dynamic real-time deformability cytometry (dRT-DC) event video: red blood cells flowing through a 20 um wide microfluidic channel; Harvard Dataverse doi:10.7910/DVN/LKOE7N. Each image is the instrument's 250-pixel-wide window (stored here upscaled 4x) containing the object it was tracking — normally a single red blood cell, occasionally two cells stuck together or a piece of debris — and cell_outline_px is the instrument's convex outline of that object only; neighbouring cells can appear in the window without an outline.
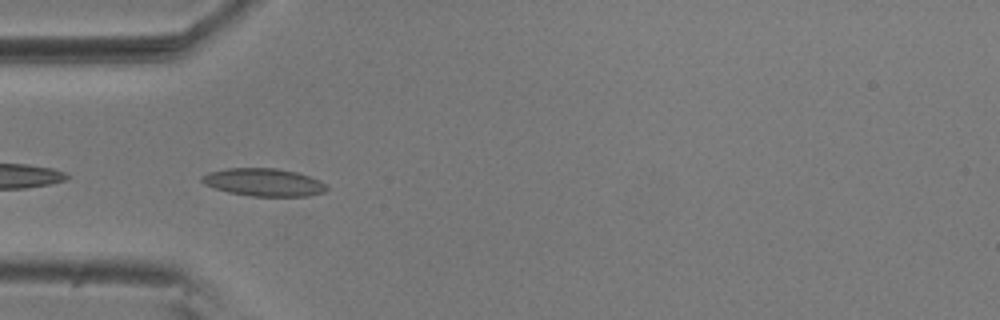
{"species": "common noctule bat (a hibernating species)", "species_latin": "Nyctalus noctula", "temperature_condition": "room temperature", "stored_images_in_passage": 40, "camera_frame_rate_fps": 3000, "um_per_image_px": 0.085, "animal": {"sex": "male", "body_mass_g": 20.5, "forearm_length_mm": 52.5}, "frame": {"image": 1, "passage_image": 2, "time_ms": 0.333, "image_size_px": [1000, 320], "cell_outline_px": [[328, 188], [324, 192], [308, 196], [252, 196], [228, 192], [204, 184], [200, 180], [200, 176], [208, 172], [228, 168], [276, 168], [296, 172], [320, 180], [328, 184]], "centroid_in_image_um": [22.42, 15.49], "position_along_channel_um": 62.6, "area_um2": 20.23}}
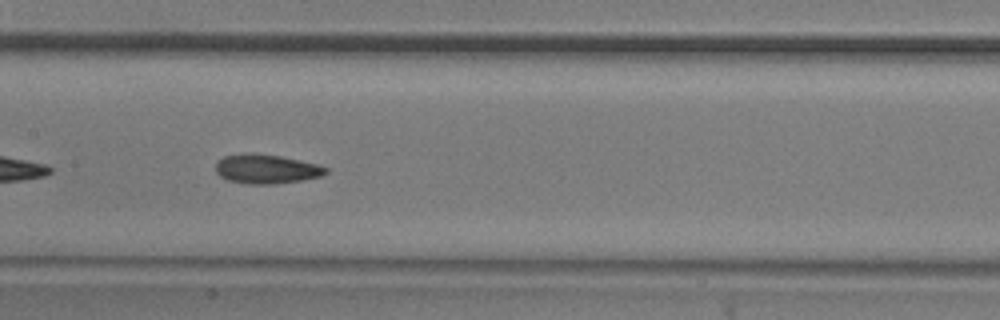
{"frame": {"image": 2, "passage_image": 12, "time_ms": 3.667, "image_size_px": [1000, 320], "cell_outline_px": [[328, 172], [320, 176], [300, 180], [276, 184], [248, 184], [228, 180], [220, 176], [216, 172], [216, 160], [224, 156], [244, 152], [252, 152], [280, 156], [320, 164], [328, 168]], "centroid_in_image_um": [22.62, 14.34], "position_along_channel_um": 184.8, "area_um2": 19.02}}
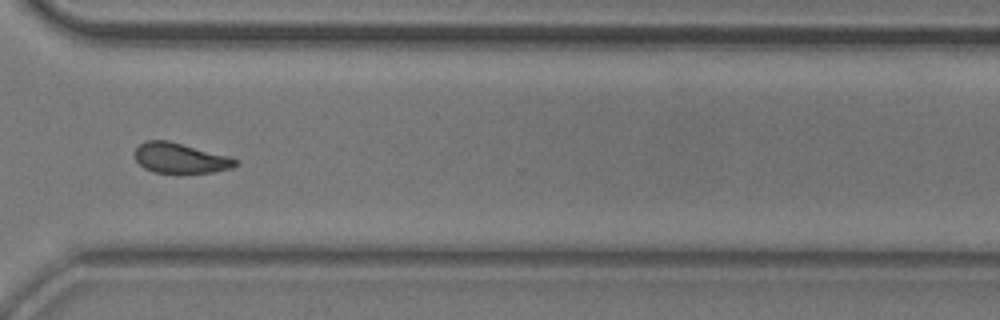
{"frame": {"image": 3, "passage_image": 26, "time_ms": 8.333, "image_size_px": [1000, 320], "cell_outline_px": [[236, 164], [232, 168], [212, 172], [152, 172], [144, 168], [136, 160], [136, 148], [144, 140], [168, 140], [228, 156], [236, 160]], "centroid_in_image_um": [15.29, 13.43], "position_along_channel_um": 355.3, "area_um2": 17.34}, "authors_computed_cell_mechanics": {"area_um2": 18.1492, "velocity_mm_per_s": 3.6635, "shape_relaxation_time_tau1_ms": 6.8206, "shape_relaxation_time_tau2_ms": 3.052, "deformation_change_tau1": 0.155, "deformation_change_tau2": 0.0951}}